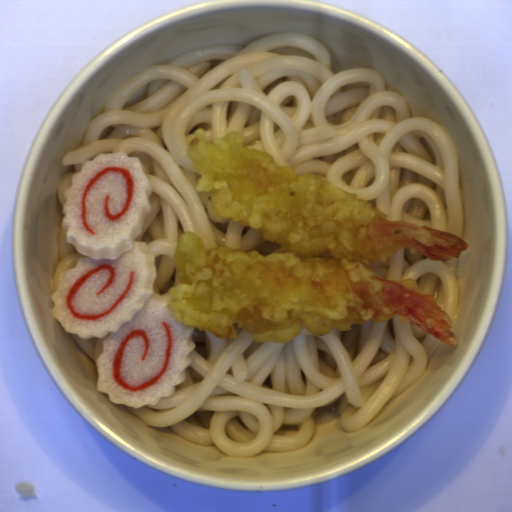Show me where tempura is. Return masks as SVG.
I'll return each instance as SVG.
<instances>
[{
	"instance_id": "8679c707",
	"label": "tempura",
	"mask_w": 512,
	"mask_h": 512,
	"mask_svg": "<svg viewBox=\"0 0 512 512\" xmlns=\"http://www.w3.org/2000/svg\"><path fill=\"white\" fill-rule=\"evenodd\" d=\"M186 153L200 175L195 189L209 195L217 223L259 230L280 247L267 256L257 249H207L197 233L184 231L173 253L178 284L168 289L165 306L178 322L218 339H236V324L255 343L283 344L303 327L323 337L399 316V323L457 346L451 318L415 280L386 279L364 264L386 263L401 249L448 262L468 243L441 229L389 220L325 176L298 173L267 151L246 147L236 130L207 141L198 127Z\"/></svg>"
}]
</instances>
